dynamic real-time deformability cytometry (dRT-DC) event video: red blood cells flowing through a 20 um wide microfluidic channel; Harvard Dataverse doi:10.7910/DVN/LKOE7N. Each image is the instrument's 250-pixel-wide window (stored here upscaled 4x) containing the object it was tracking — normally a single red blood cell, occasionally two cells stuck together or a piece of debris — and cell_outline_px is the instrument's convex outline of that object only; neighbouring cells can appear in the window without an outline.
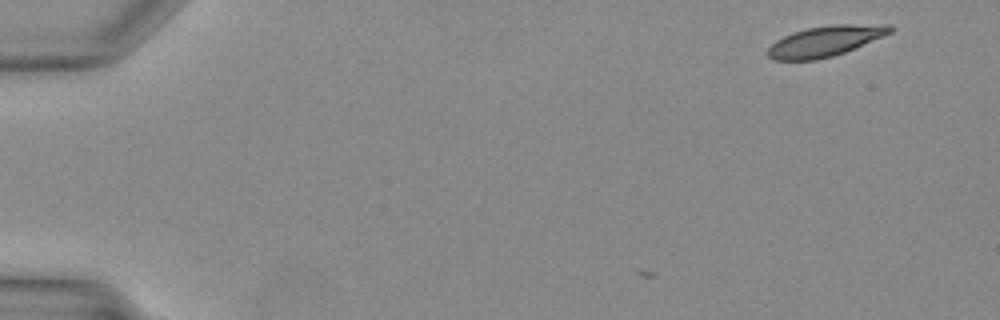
{"species": "Egyptian fruit bat (a non-hibernating species)", "species_latin": "Rousettus aegyptiacus", "temperature_condition": "warm", "stored_images_in_passage": 2, "camera_frame_rate_fps": 3000, "um_per_image_px": 0.085, "animal": {"sex": "female"}, "frame": {"image": 1, "passage_image": 2, "time_ms": 0.333, "image_size_px": [1000, 320], "cell_outline_px": [[896, 28], [892, 32], [884, 36], [844, 52], [832, 56], [816, 60], [772, 60], [768, 56], [768, 48], [776, 40], [792, 32], [808, 28], [836, 24], [888, 24]], "centroid_in_image_um": [70.17, 3.49], "position_along_channel_um": 14.8, "area_um2": 21.73}}